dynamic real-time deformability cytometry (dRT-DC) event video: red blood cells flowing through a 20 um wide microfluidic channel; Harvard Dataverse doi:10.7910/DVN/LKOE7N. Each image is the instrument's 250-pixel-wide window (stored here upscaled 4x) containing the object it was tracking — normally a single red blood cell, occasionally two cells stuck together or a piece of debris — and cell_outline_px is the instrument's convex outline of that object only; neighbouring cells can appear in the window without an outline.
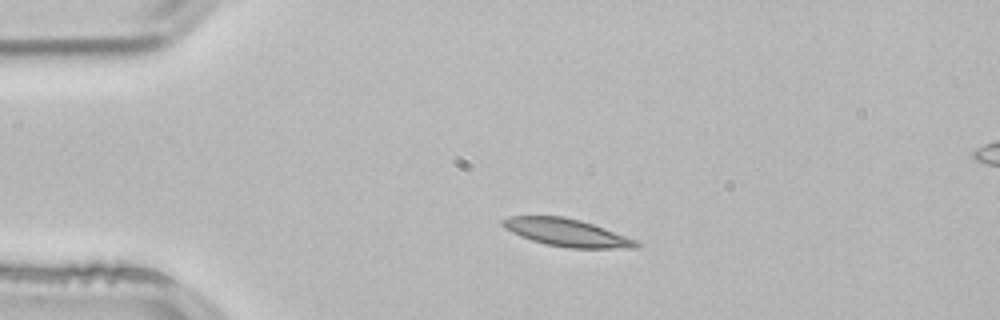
{"species": "common noctule bat (a hibernating species)", "species_latin": "Nyctalus noctula", "temperature_condition": "room temperature", "stored_images_in_passage": 2, "camera_frame_rate_fps": 3000, "um_per_image_px": 0.085, "animal": {"sex": "male", "body_mass_g": 21.5, "forearm_length_mm": 52.0}, "frame": {"image": 1, "passage_image": 1, "time_ms": 0.0, "image_size_px": [1000, 320], "cell_outline_px": [[640, 248], [568, 248], [548, 244], [532, 240], [520, 236], [504, 228], [500, 224], [500, 220], [508, 216], [564, 216], [580, 220], [604, 228], [636, 240], [640, 244]], "centroid_in_image_um": [48.14, 19.76], "position_along_channel_um": 36.9, "area_um2": 21.39}}